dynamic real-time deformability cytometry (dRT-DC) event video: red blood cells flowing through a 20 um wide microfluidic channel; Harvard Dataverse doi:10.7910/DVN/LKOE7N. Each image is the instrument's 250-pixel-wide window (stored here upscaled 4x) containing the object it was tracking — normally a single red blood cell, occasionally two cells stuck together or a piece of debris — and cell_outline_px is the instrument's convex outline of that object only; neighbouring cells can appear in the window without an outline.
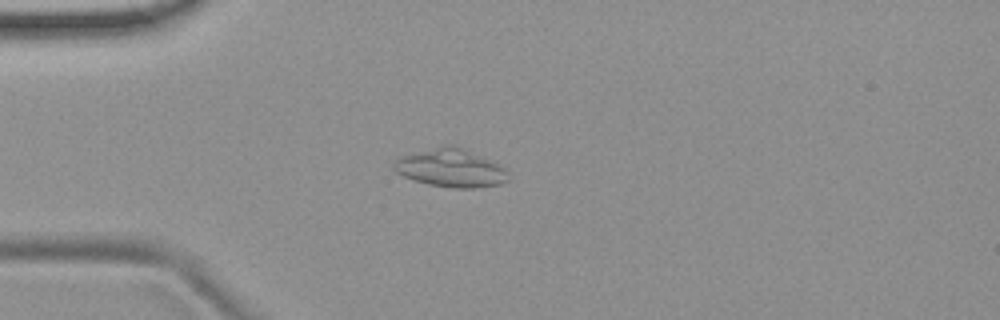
{"species": "common noctule bat (a hibernating species)", "species_latin": "Nyctalus noctula", "temperature_condition": "room temperature", "stored_images_in_passage": 42, "camera_frame_rate_fps": 3000, "um_per_image_px": 0.085, "animal": {"sex": "female", "body_mass_g": 19.9}, "frame": {"image": 1, "passage_image": 3, "time_ms": 0.667, "image_size_px": [1000, 320], "cell_outline_px": [[508, 180], [500, 184], [472, 188], [452, 188], [428, 184], [404, 176], [396, 172], [392, 168], [392, 164], [396, 160], [404, 156], [436, 148], [460, 148], [500, 164], [508, 172]], "centroid_in_image_um": [38.34, 14.34], "position_along_channel_um": 46.7, "area_um2": 24.33}}
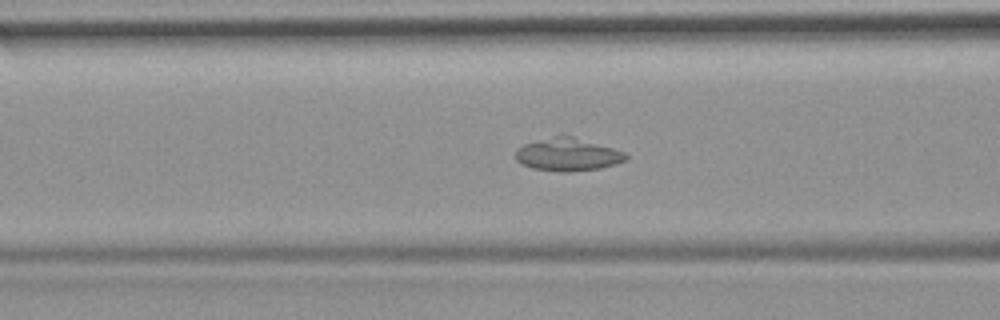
{"frame": {"image": 2, "passage_image": 10, "time_ms": 3.0, "image_size_px": [1000, 320], "cell_outline_px": [[628, 160], [616, 164], [600, 168], [568, 172], [560, 172], [532, 168], [516, 160], [516, 148], [524, 144], [556, 136], [572, 136], [612, 148], [624, 152], [628, 156]], "centroid_in_image_um": [48.27, 13.15], "position_along_channel_um": 118.3, "area_um2": 20.81}}
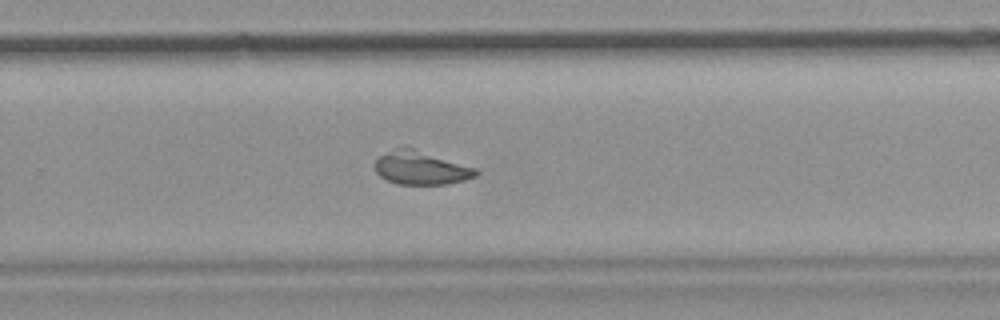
{"frame": {"image": 3, "passage_image": 24, "time_ms": 7.667, "image_size_px": [1000, 320], "cell_outline_px": [[480, 172], [476, 176], [464, 180], [448, 184], [396, 184], [380, 176], [376, 172], [376, 160], [380, 156], [400, 144], [404, 144], [476, 168]], "centroid_in_image_um": [35.78, 14.24], "position_along_channel_um": 294.0, "area_um2": 20.0}, "authors_computed_cell_mechanics": {"area_um2": 21.2704, "velocity_mm_per_s": 3.7775, "shape_relaxation_time_tau1_ms": null, "shape_relaxation_time_tau2_ms": 8.6003, "deformation_change_tau1": null, "deformation_change_tau2": 0.0852}}